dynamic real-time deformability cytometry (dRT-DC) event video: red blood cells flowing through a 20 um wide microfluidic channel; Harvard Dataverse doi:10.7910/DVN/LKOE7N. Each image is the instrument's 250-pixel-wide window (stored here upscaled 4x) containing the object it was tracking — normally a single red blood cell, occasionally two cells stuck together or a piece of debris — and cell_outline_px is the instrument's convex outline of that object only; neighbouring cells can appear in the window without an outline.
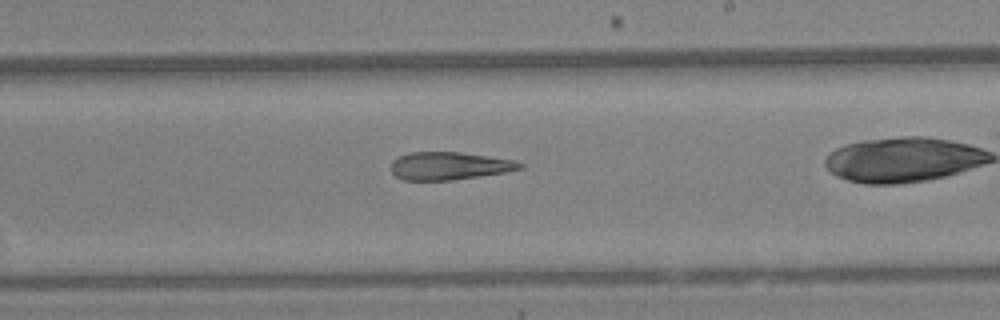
{"species": "Egyptian fruit bat (a non-hibernating species)", "species_latin": "Rousettus aegyptiacus", "temperature_condition": "warm", "stored_images_in_passage": 34, "camera_frame_rate_fps": 3000, "um_per_image_px": 0.085, "animal": {"sex": "female"}, "frame": {"image": 1, "passage_image": 25, "time_ms": 8.0, "image_size_px": [1000, 320], "cell_outline_px": [[524, 168], [504, 172], [480, 176], [452, 180], [404, 180], [396, 176], [392, 172], [392, 160], [408, 152], [460, 152], [512, 160], [524, 164]], "centroid_in_image_um": [38.17, 14.1], "position_along_channel_um": 250.8, "area_um2": 20.69}}